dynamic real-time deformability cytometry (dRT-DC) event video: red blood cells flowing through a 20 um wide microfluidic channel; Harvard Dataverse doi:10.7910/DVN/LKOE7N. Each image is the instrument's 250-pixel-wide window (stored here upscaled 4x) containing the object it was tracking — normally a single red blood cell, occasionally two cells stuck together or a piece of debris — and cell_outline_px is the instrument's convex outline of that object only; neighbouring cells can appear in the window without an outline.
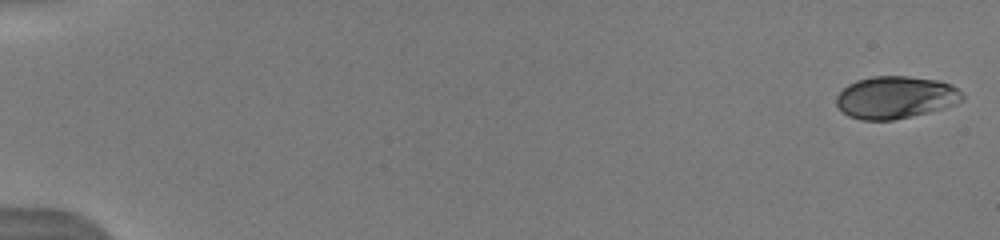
{"species": "human", "species_latin": "Homo sapiens", "temperature_condition": "warm", "stored_images_in_passage": 51, "camera_frame_rate_fps": 3000, "um_per_image_px": 0.085, "donor": {"sex": "male"}, "frame": {"image": 1, "passage_image": 1, "time_ms": 0.0, "image_size_px": [1000, 240], "cell_outline_px": [[964, 100], [956, 104], [928, 112], [892, 120], [864, 120], [848, 116], [836, 104], [836, 96], [848, 84], [856, 80], [872, 76], [908, 76], [940, 80], [952, 84], [964, 96]], "centroid_in_image_um": [76.13, 8.26], "position_along_channel_um": 8.9, "area_um2": 31.1}}
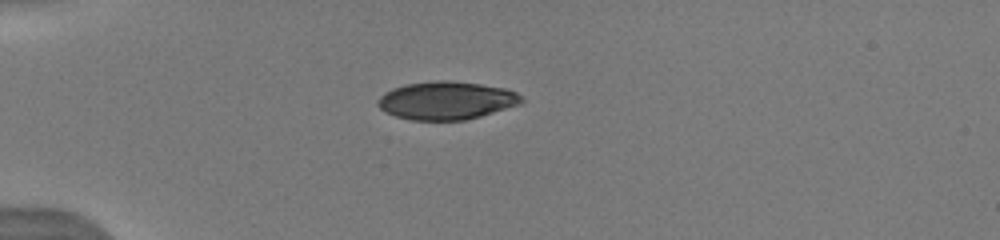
{"frame": {"image": 2, "passage_image": 15, "time_ms": 4.667, "image_size_px": [1000, 240], "cell_outline_px": [[524, 100], [520, 104], [480, 116], [464, 120], [412, 120], [396, 116], [384, 112], [376, 104], [376, 100], [384, 92], [392, 88], [404, 84], [436, 80], [448, 80], [480, 84], [508, 88], [516, 92]], "centroid_in_image_um": [37.91, 8.53], "position_along_channel_um": 47.1, "area_um2": 32.02}}
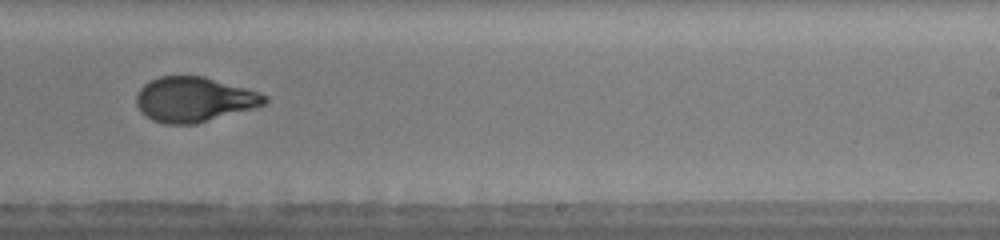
{"frame": {"image": 3, "passage_image": 34, "time_ms": 11.0, "image_size_px": [1000, 240], "cell_outline_px": [[268, 100], [264, 104], [256, 108], [196, 124], [164, 124], [152, 120], [144, 116], [140, 112], [136, 104], [136, 96], [140, 88], [144, 84], [160, 76], [204, 76], [244, 88], [268, 96]], "centroid_in_image_um": [16.47, 8.47], "position_along_channel_um": 272.5, "area_um2": 33.64}, "authors_computed_cell_mechanics": {"area_um2": 33.4662, "velocity_mm_per_s": 4.0429, "shape_relaxation_time_tau1_ms": 4.5387, "shape_relaxation_time_tau2_ms": 0.7634, "deformation_change_tau1": 0.2036, "deformation_change_tau2": 0.0522}}